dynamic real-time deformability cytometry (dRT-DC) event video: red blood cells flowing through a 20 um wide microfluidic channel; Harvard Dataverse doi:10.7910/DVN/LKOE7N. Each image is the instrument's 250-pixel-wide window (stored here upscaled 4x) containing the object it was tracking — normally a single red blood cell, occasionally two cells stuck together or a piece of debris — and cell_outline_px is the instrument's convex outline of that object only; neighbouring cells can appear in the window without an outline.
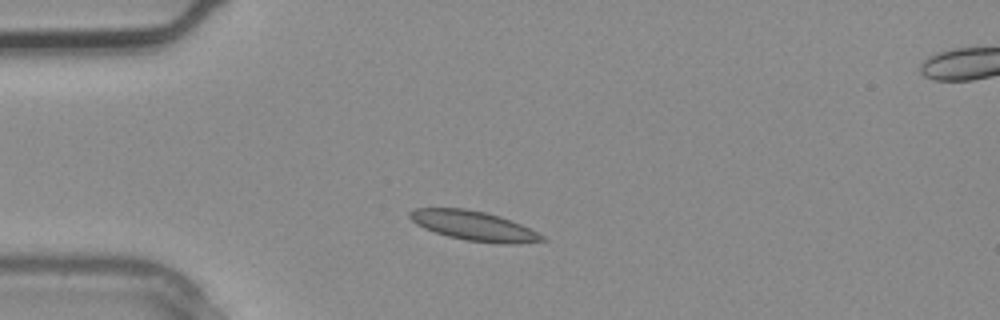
{"species": "common noctule bat (a hibernating species)", "species_latin": "Nyctalus noctula", "temperature_condition": "warm", "stored_images_in_passage": 3, "camera_frame_rate_fps": 3000, "um_per_image_px": 0.085, "animal": {"sex": "male", "body_mass_g": 20.4}, "frame": {"image": 1, "passage_image": 2, "time_ms": 0.333, "image_size_px": [1000, 320], "cell_outline_px": [[548, 240], [512, 244], [504, 244], [464, 240], [448, 236], [424, 228], [416, 224], [408, 216], [408, 212], [416, 208], [464, 208], [484, 212], [500, 216], [512, 220], [544, 236]], "centroid_in_image_um": [40.26, 19.19], "position_along_channel_um": 44.7, "area_um2": 22.66}}